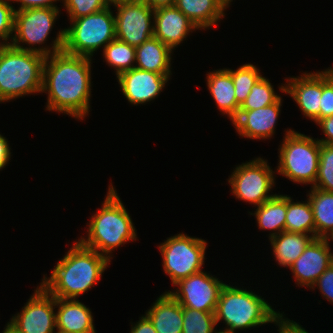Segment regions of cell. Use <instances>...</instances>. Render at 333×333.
Returning a JSON list of instances; mask_svg holds the SVG:
<instances>
[{"mask_svg": "<svg viewBox=\"0 0 333 333\" xmlns=\"http://www.w3.org/2000/svg\"><path fill=\"white\" fill-rule=\"evenodd\" d=\"M91 58L64 50L47 56L43 65L41 93H47L46 110L79 120L89 114Z\"/></svg>", "mask_w": 333, "mask_h": 333, "instance_id": "1", "label": "cell"}, {"mask_svg": "<svg viewBox=\"0 0 333 333\" xmlns=\"http://www.w3.org/2000/svg\"><path fill=\"white\" fill-rule=\"evenodd\" d=\"M61 258L50 277L42 279L40 285L53 297L77 299L79 295L94 287L111 262L106 256L74 242Z\"/></svg>", "mask_w": 333, "mask_h": 333, "instance_id": "2", "label": "cell"}, {"mask_svg": "<svg viewBox=\"0 0 333 333\" xmlns=\"http://www.w3.org/2000/svg\"><path fill=\"white\" fill-rule=\"evenodd\" d=\"M107 191L101 209L95 212L90 217L89 224L87 223V236L81 237L78 241L110 260L113 249L129 241H136L137 233L131 216L112 183Z\"/></svg>", "mask_w": 333, "mask_h": 333, "instance_id": "3", "label": "cell"}, {"mask_svg": "<svg viewBox=\"0 0 333 333\" xmlns=\"http://www.w3.org/2000/svg\"><path fill=\"white\" fill-rule=\"evenodd\" d=\"M45 56L0 45V103L41 93Z\"/></svg>", "mask_w": 333, "mask_h": 333, "instance_id": "4", "label": "cell"}, {"mask_svg": "<svg viewBox=\"0 0 333 333\" xmlns=\"http://www.w3.org/2000/svg\"><path fill=\"white\" fill-rule=\"evenodd\" d=\"M282 313L276 312L262 296L247 289L225 284L221 290L215 311L216 324L223 321L226 333L238 329H250L268 323H276Z\"/></svg>", "mask_w": 333, "mask_h": 333, "instance_id": "5", "label": "cell"}, {"mask_svg": "<svg viewBox=\"0 0 333 333\" xmlns=\"http://www.w3.org/2000/svg\"><path fill=\"white\" fill-rule=\"evenodd\" d=\"M59 12V8H31L15 11L14 34L10 45L19 50L42 54L45 57L62 51L65 41V29L57 33L55 40L52 41V47H43L42 45L47 41ZM21 43L23 45L28 44L29 47H25ZM36 44L42 45V47H32L36 46Z\"/></svg>", "mask_w": 333, "mask_h": 333, "instance_id": "6", "label": "cell"}, {"mask_svg": "<svg viewBox=\"0 0 333 333\" xmlns=\"http://www.w3.org/2000/svg\"><path fill=\"white\" fill-rule=\"evenodd\" d=\"M284 135L278 149L276 172L292 182L314 186L319 168L320 142L291 129Z\"/></svg>", "mask_w": 333, "mask_h": 333, "instance_id": "7", "label": "cell"}, {"mask_svg": "<svg viewBox=\"0 0 333 333\" xmlns=\"http://www.w3.org/2000/svg\"><path fill=\"white\" fill-rule=\"evenodd\" d=\"M65 29L63 50L69 54L92 58L101 46L116 39L115 15L111 7L71 20Z\"/></svg>", "mask_w": 333, "mask_h": 333, "instance_id": "8", "label": "cell"}, {"mask_svg": "<svg viewBox=\"0 0 333 333\" xmlns=\"http://www.w3.org/2000/svg\"><path fill=\"white\" fill-rule=\"evenodd\" d=\"M163 260V270L169 275L172 284L202 271L207 242L185 233L167 238L159 246Z\"/></svg>", "mask_w": 333, "mask_h": 333, "instance_id": "9", "label": "cell"}, {"mask_svg": "<svg viewBox=\"0 0 333 333\" xmlns=\"http://www.w3.org/2000/svg\"><path fill=\"white\" fill-rule=\"evenodd\" d=\"M271 168L261 157L239 164L228 178L236 199L258 206L273 198L276 194L269 192L275 185V172Z\"/></svg>", "mask_w": 333, "mask_h": 333, "instance_id": "10", "label": "cell"}, {"mask_svg": "<svg viewBox=\"0 0 333 333\" xmlns=\"http://www.w3.org/2000/svg\"><path fill=\"white\" fill-rule=\"evenodd\" d=\"M116 39L138 47L154 37V9L143 0H131L114 6Z\"/></svg>", "mask_w": 333, "mask_h": 333, "instance_id": "11", "label": "cell"}, {"mask_svg": "<svg viewBox=\"0 0 333 333\" xmlns=\"http://www.w3.org/2000/svg\"><path fill=\"white\" fill-rule=\"evenodd\" d=\"M224 285L218 278L200 271L174 284L175 287L179 286L178 290L168 292L182 307L215 313Z\"/></svg>", "mask_w": 333, "mask_h": 333, "instance_id": "12", "label": "cell"}, {"mask_svg": "<svg viewBox=\"0 0 333 333\" xmlns=\"http://www.w3.org/2000/svg\"><path fill=\"white\" fill-rule=\"evenodd\" d=\"M54 309L55 297L40 285L10 323L20 333H57Z\"/></svg>", "mask_w": 333, "mask_h": 333, "instance_id": "13", "label": "cell"}, {"mask_svg": "<svg viewBox=\"0 0 333 333\" xmlns=\"http://www.w3.org/2000/svg\"><path fill=\"white\" fill-rule=\"evenodd\" d=\"M329 240L314 238L303 253L288 267L298 286L311 289L320 275L332 264Z\"/></svg>", "mask_w": 333, "mask_h": 333, "instance_id": "14", "label": "cell"}, {"mask_svg": "<svg viewBox=\"0 0 333 333\" xmlns=\"http://www.w3.org/2000/svg\"><path fill=\"white\" fill-rule=\"evenodd\" d=\"M169 78L170 75H162L134 67L121 73L117 80L125 98L136 106L158 98Z\"/></svg>", "mask_w": 333, "mask_h": 333, "instance_id": "15", "label": "cell"}, {"mask_svg": "<svg viewBox=\"0 0 333 333\" xmlns=\"http://www.w3.org/2000/svg\"><path fill=\"white\" fill-rule=\"evenodd\" d=\"M287 84L279 87L297 103L305 117L315 123L320 120V102L322 95V71L303 73L300 77L287 79Z\"/></svg>", "mask_w": 333, "mask_h": 333, "instance_id": "16", "label": "cell"}, {"mask_svg": "<svg viewBox=\"0 0 333 333\" xmlns=\"http://www.w3.org/2000/svg\"><path fill=\"white\" fill-rule=\"evenodd\" d=\"M281 97L273 104L255 110H239L232 121L239 136L250 139H269L275 133V126L281 111Z\"/></svg>", "mask_w": 333, "mask_h": 333, "instance_id": "17", "label": "cell"}, {"mask_svg": "<svg viewBox=\"0 0 333 333\" xmlns=\"http://www.w3.org/2000/svg\"><path fill=\"white\" fill-rule=\"evenodd\" d=\"M153 21L154 37L172 51L198 29L175 5L155 9Z\"/></svg>", "mask_w": 333, "mask_h": 333, "instance_id": "18", "label": "cell"}, {"mask_svg": "<svg viewBox=\"0 0 333 333\" xmlns=\"http://www.w3.org/2000/svg\"><path fill=\"white\" fill-rule=\"evenodd\" d=\"M57 333H96L91 309L77 299L55 298Z\"/></svg>", "mask_w": 333, "mask_h": 333, "instance_id": "19", "label": "cell"}, {"mask_svg": "<svg viewBox=\"0 0 333 333\" xmlns=\"http://www.w3.org/2000/svg\"><path fill=\"white\" fill-rule=\"evenodd\" d=\"M145 314L157 333H182V306L168 291L160 295Z\"/></svg>", "mask_w": 333, "mask_h": 333, "instance_id": "20", "label": "cell"}, {"mask_svg": "<svg viewBox=\"0 0 333 333\" xmlns=\"http://www.w3.org/2000/svg\"><path fill=\"white\" fill-rule=\"evenodd\" d=\"M174 5L198 28L210 29L225 16V0H175Z\"/></svg>", "mask_w": 333, "mask_h": 333, "instance_id": "21", "label": "cell"}, {"mask_svg": "<svg viewBox=\"0 0 333 333\" xmlns=\"http://www.w3.org/2000/svg\"><path fill=\"white\" fill-rule=\"evenodd\" d=\"M207 88L211 93L221 114L228 115L233 121L238 113L240 105L236 101L234 83L230 72L225 69L213 70L207 74Z\"/></svg>", "mask_w": 333, "mask_h": 333, "instance_id": "22", "label": "cell"}, {"mask_svg": "<svg viewBox=\"0 0 333 333\" xmlns=\"http://www.w3.org/2000/svg\"><path fill=\"white\" fill-rule=\"evenodd\" d=\"M172 52L159 39L152 37L136 47L135 68L162 75H171Z\"/></svg>", "mask_w": 333, "mask_h": 333, "instance_id": "23", "label": "cell"}, {"mask_svg": "<svg viewBox=\"0 0 333 333\" xmlns=\"http://www.w3.org/2000/svg\"><path fill=\"white\" fill-rule=\"evenodd\" d=\"M287 212V195L276 194L273 198L258 205L254 213L258 227L270 230L269 239L285 231V218Z\"/></svg>", "mask_w": 333, "mask_h": 333, "instance_id": "24", "label": "cell"}, {"mask_svg": "<svg viewBox=\"0 0 333 333\" xmlns=\"http://www.w3.org/2000/svg\"><path fill=\"white\" fill-rule=\"evenodd\" d=\"M314 238L309 234L283 231L269 240L275 260L280 266L289 267Z\"/></svg>", "mask_w": 333, "mask_h": 333, "instance_id": "25", "label": "cell"}, {"mask_svg": "<svg viewBox=\"0 0 333 333\" xmlns=\"http://www.w3.org/2000/svg\"><path fill=\"white\" fill-rule=\"evenodd\" d=\"M307 195L315 221V238L328 239L333 234V193L312 188Z\"/></svg>", "mask_w": 333, "mask_h": 333, "instance_id": "26", "label": "cell"}, {"mask_svg": "<svg viewBox=\"0 0 333 333\" xmlns=\"http://www.w3.org/2000/svg\"><path fill=\"white\" fill-rule=\"evenodd\" d=\"M287 195V212L285 218V231L292 233L311 234L315 237V221L311 204L307 199L303 202H294Z\"/></svg>", "mask_w": 333, "mask_h": 333, "instance_id": "27", "label": "cell"}, {"mask_svg": "<svg viewBox=\"0 0 333 333\" xmlns=\"http://www.w3.org/2000/svg\"><path fill=\"white\" fill-rule=\"evenodd\" d=\"M135 54L136 47L118 39L109 42L103 49V56L108 66L115 68L116 78L135 67Z\"/></svg>", "mask_w": 333, "mask_h": 333, "instance_id": "28", "label": "cell"}, {"mask_svg": "<svg viewBox=\"0 0 333 333\" xmlns=\"http://www.w3.org/2000/svg\"><path fill=\"white\" fill-rule=\"evenodd\" d=\"M227 70L232 76L236 101L241 106L249 95L254 83L262 77L261 72L255 65L250 63L244 64L236 70Z\"/></svg>", "mask_w": 333, "mask_h": 333, "instance_id": "29", "label": "cell"}, {"mask_svg": "<svg viewBox=\"0 0 333 333\" xmlns=\"http://www.w3.org/2000/svg\"><path fill=\"white\" fill-rule=\"evenodd\" d=\"M281 96L275 93L269 79L261 77L252 86L239 110H255L275 103Z\"/></svg>", "mask_w": 333, "mask_h": 333, "instance_id": "30", "label": "cell"}, {"mask_svg": "<svg viewBox=\"0 0 333 333\" xmlns=\"http://www.w3.org/2000/svg\"><path fill=\"white\" fill-rule=\"evenodd\" d=\"M182 333H216L215 313L182 307ZM215 329V330H214Z\"/></svg>", "mask_w": 333, "mask_h": 333, "instance_id": "31", "label": "cell"}, {"mask_svg": "<svg viewBox=\"0 0 333 333\" xmlns=\"http://www.w3.org/2000/svg\"><path fill=\"white\" fill-rule=\"evenodd\" d=\"M310 187L333 193V145L320 143L318 173Z\"/></svg>", "mask_w": 333, "mask_h": 333, "instance_id": "32", "label": "cell"}, {"mask_svg": "<svg viewBox=\"0 0 333 333\" xmlns=\"http://www.w3.org/2000/svg\"><path fill=\"white\" fill-rule=\"evenodd\" d=\"M70 21L107 8L104 0H62Z\"/></svg>", "mask_w": 333, "mask_h": 333, "instance_id": "33", "label": "cell"}, {"mask_svg": "<svg viewBox=\"0 0 333 333\" xmlns=\"http://www.w3.org/2000/svg\"><path fill=\"white\" fill-rule=\"evenodd\" d=\"M10 0H0V45H10L14 33V6Z\"/></svg>", "mask_w": 333, "mask_h": 333, "instance_id": "34", "label": "cell"}, {"mask_svg": "<svg viewBox=\"0 0 333 333\" xmlns=\"http://www.w3.org/2000/svg\"><path fill=\"white\" fill-rule=\"evenodd\" d=\"M333 115V68L322 71L320 119Z\"/></svg>", "mask_w": 333, "mask_h": 333, "instance_id": "35", "label": "cell"}, {"mask_svg": "<svg viewBox=\"0 0 333 333\" xmlns=\"http://www.w3.org/2000/svg\"><path fill=\"white\" fill-rule=\"evenodd\" d=\"M319 288L323 298H326L331 304L333 303V262L332 264L320 275L316 283L313 285Z\"/></svg>", "mask_w": 333, "mask_h": 333, "instance_id": "36", "label": "cell"}, {"mask_svg": "<svg viewBox=\"0 0 333 333\" xmlns=\"http://www.w3.org/2000/svg\"><path fill=\"white\" fill-rule=\"evenodd\" d=\"M283 317V314H281L275 323L279 328L277 330L279 333H308L305 328L300 326L297 322Z\"/></svg>", "mask_w": 333, "mask_h": 333, "instance_id": "37", "label": "cell"}, {"mask_svg": "<svg viewBox=\"0 0 333 333\" xmlns=\"http://www.w3.org/2000/svg\"><path fill=\"white\" fill-rule=\"evenodd\" d=\"M11 2H18L20 3V7L15 9L14 11L31 9V8H58L56 1L60 0H10Z\"/></svg>", "mask_w": 333, "mask_h": 333, "instance_id": "38", "label": "cell"}, {"mask_svg": "<svg viewBox=\"0 0 333 333\" xmlns=\"http://www.w3.org/2000/svg\"><path fill=\"white\" fill-rule=\"evenodd\" d=\"M320 126L322 132L325 134L326 138L318 139L320 143L333 145V115L320 119L316 122Z\"/></svg>", "mask_w": 333, "mask_h": 333, "instance_id": "39", "label": "cell"}, {"mask_svg": "<svg viewBox=\"0 0 333 333\" xmlns=\"http://www.w3.org/2000/svg\"><path fill=\"white\" fill-rule=\"evenodd\" d=\"M130 333H157L150 319L144 315L137 323L131 324Z\"/></svg>", "mask_w": 333, "mask_h": 333, "instance_id": "40", "label": "cell"}, {"mask_svg": "<svg viewBox=\"0 0 333 333\" xmlns=\"http://www.w3.org/2000/svg\"><path fill=\"white\" fill-rule=\"evenodd\" d=\"M7 139L0 134V171L6 167V164L10 161L11 152Z\"/></svg>", "mask_w": 333, "mask_h": 333, "instance_id": "41", "label": "cell"}, {"mask_svg": "<svg viewBox=\"0 0 333 333\" xmlns=\"http://www.w3.org/2000/svg\"><path fill=\"white\" fill-rule=\"evenodd\" d=\"M147 3L152 9H157L160 7L172 6L175 3V0H143Z\"/></svg>", "mask_w": 333, "mask_h": 333, "instance_id": "42", "label": "cell"}, {"mask_svg": "<svg viewBox=\"0 0 333 333\" xmlns=\"http://www.w3.org/2000/svg\"><path fill=\"white\" fill-rule=\"evenodd\" d=\"M2 333H20V332L10 322H8Z\"/></svg>", "mask_w": 333, "mask_h": 333, "instance_id": "43", "label": "cell"}, {"mask_svg": "<svg viewBox=\"0 0 333 333\" xmlns=\"http://www.w3.org/2000/svg\"><path fill=\"white\" fill-rule=\"evenodd\" d=\"M128 1H131V0H104V2L106 3V5L108 7H111V5L115 6V5H118L121 3H126Z\"/></svg>", "mask_w": 333, "mask_h": 333, "instance_id": "44", "label": "cell"}, {"mask_svg": "<svg viewBox=\"0 0 333 333\" xmlns=\"http://www.w3.org/2000/svg\"><path fill=\"white\" fill-rule=\"evenodd\" d=\"M233 0H225L226 4L229 6L230 2H232Z\"/></svg>", "mask_w": 333, "mask_h": 333, "instance_id": "45", "label": "cell"}, {"mask_svg": "<svg viewBox=\"0 0 333 333\" xmlns=\"http://www.w3.org/2000/svg\"><path fill=\"white\" fill-rule=\"evenodd\" d=\"M328 240L330 241H333V234L328 238Z\"/></svg>", "mask_w": 333, "mask_h": 333, "instance_id": "46", "label": "cell"}]
</instances>
